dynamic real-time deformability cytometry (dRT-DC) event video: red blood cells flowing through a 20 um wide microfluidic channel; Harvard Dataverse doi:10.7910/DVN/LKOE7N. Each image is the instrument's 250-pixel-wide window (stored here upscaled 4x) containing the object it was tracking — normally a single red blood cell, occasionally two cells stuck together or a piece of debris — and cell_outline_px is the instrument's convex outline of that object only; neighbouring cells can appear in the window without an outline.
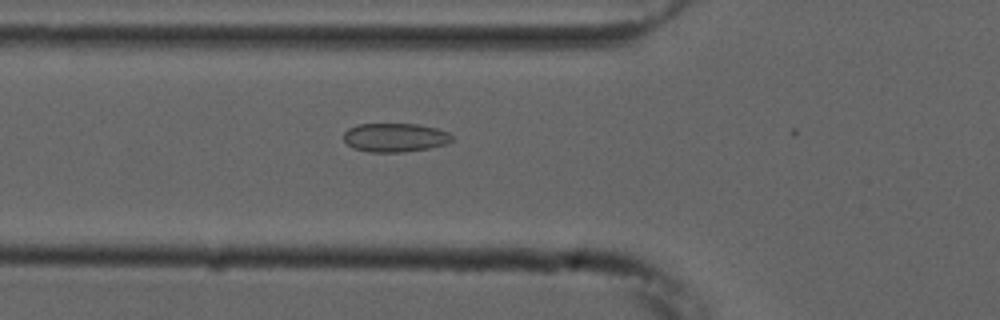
{"species": "common noctule bat (a hibernating species)", "species_latin": "Nyctalus noctula", "temperature_condition": "cold", "stored_images_in_passage": 23, "camera_frame_rate_fps": 3000, "um_per_image_px": 0.085, "animal": {"sex": "male", "forearm_length_mm": 52.5}, "frame": {"image": 1, "passage_image": 19, "time_ms": 6.0, "image_size_px": [1000, 320], "cell_outline_px": [[452, 140], [444, 144], [428, 148], [404, 152], [368, 152], [352, 148], [344, 140], [344, 132], [348, 128], [356, 124], [416, 124], [436, 128], [448, 132], [452, 136]], "centroid_in_image_um": [33.53, 11.69], "position_along_channel_um": 92.3, "area_um2": 18.15}}
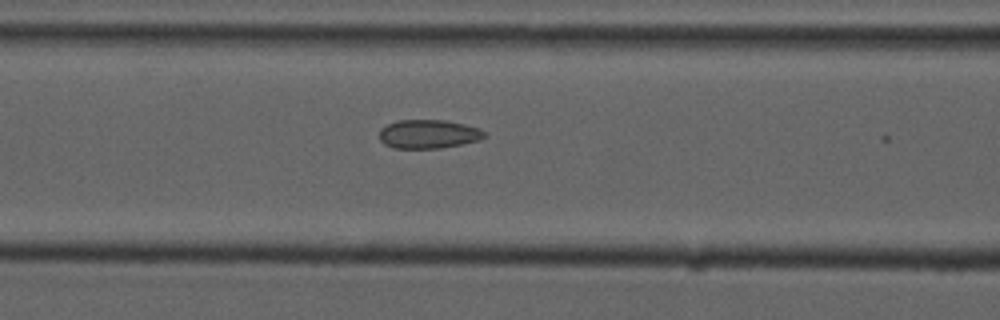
{"frame": {"image": 2, "passage_image": 22, "time_ms": 7.0, "image_size_px": [1000, 320], "cell_outline_px": [[484, 136], [480, 140], [440, 148], [392, 148], [384, 144], [380, 140], [380, 128], [396, 120], [444, 120], [464, 124], [480, 128], [484, 132]], "centroid_in_image_um": [36.39, 11.39], "position_along_channel_um": 130.2, "area_um2": 17.57}}